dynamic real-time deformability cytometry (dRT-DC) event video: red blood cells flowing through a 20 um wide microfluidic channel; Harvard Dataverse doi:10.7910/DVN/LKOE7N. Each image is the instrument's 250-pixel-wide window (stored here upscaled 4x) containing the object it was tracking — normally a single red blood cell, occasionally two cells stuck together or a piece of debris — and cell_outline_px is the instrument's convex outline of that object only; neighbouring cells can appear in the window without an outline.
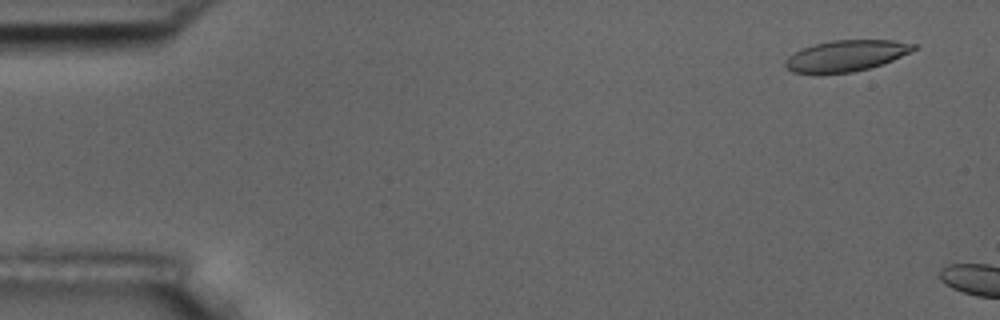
{"species": "common noctule bat (a hibernating species)", "species_latin": "Nyctalus noctula", "temperature_condition": "room temperature", "stored_images_in_passage": 7, "camera_frame_rate_fps": 3000, "um_per_image_px": 0.085, "animal": {"sex": "male", "body_mass_g": 17.5, "forearm_length_mm": 52.3}, "frame": {"image": 1, "passage_image": 3, "time_ms": 0.667, "image_size_px": [1000, 320], "cell_outline_px": [[916, 48], [892, 60], [868, 68], [852, 72], [820, 76], [792, 72], [784, 64], [784, 60], [788, 56], [800, 48], [812, 44], [832, 40], [892, 40], [916, 44]], "centroid_in_image_um": [71.8, 4.76], "position_along_channel_um": 13.2, "area_um2": 23.7}}